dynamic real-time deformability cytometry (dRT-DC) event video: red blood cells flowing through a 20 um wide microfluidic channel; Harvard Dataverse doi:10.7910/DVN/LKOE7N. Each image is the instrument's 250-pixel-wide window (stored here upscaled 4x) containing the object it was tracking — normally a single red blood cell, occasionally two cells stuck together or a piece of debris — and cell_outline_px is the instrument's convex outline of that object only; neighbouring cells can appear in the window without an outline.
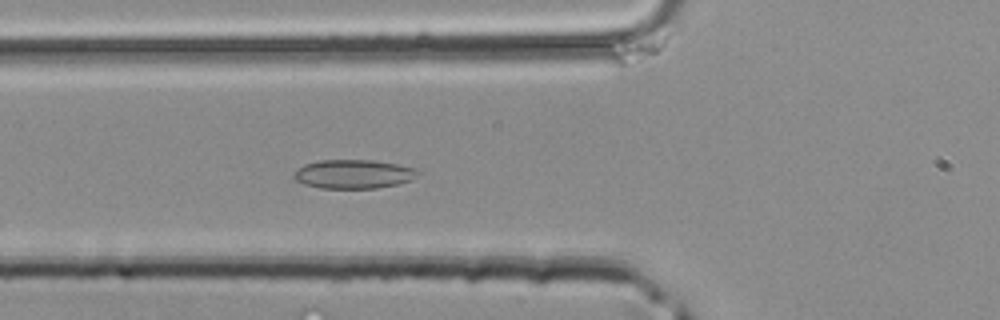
{"species": "common noctule bat (a hibernating species)", "species_latin": "Nyctalus noctula", "temperature_condition": "room temperature", "stored_images_in_passage": 41, "camera_frame_rate_fps": 3000, "um_per_image_px": 0.085, "animal": {"sex": "male", "body_mass_g": 20.4}, "frame": {"image": 1, "passage_image": 15, "time_ms": 4.667, "image_size_px": [1000, 320], "cell_outline_px": [[424, 172], [412, 180], [400, 184], [376, 188], [320, 188], [304, 184], [296, 180], [292, 176], [292, 172], [296, 168], [304, 164], [320, 160], [372, 160], [396, 164], [416, 168]], "centroid_in_image_um": [30.07, 14.79], "position_along_channel_um": 95.7, "area_um2": 21.27}}
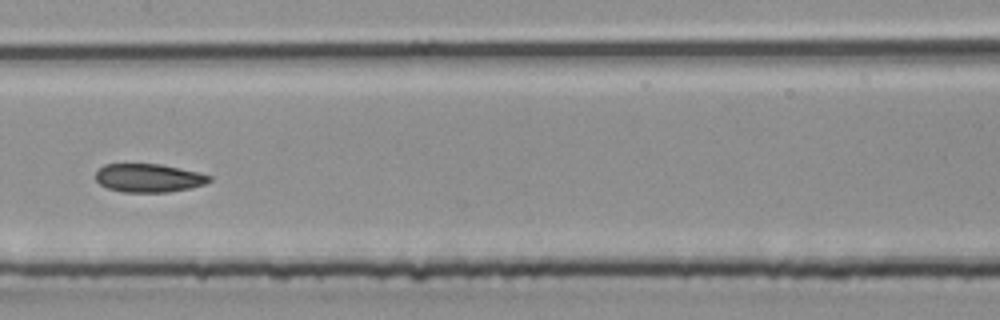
{"frame": {"image": 2, "passage_image": 21, "time_ms": 6.667, "image_size_px": [1000, 320], "cell_outline_px": [[212, 180], [204, 184], [188, 188], [168, 192], [120, 192], [108, 188], [100, 184], [96, 180], [96, 172], [104, 164], [160, 164], [200, 172], [212, 176]], "centroid_in_image_um": [12.65, 15.12], "position_along_channel_um": 194.8, "area_um2": 18.84}}
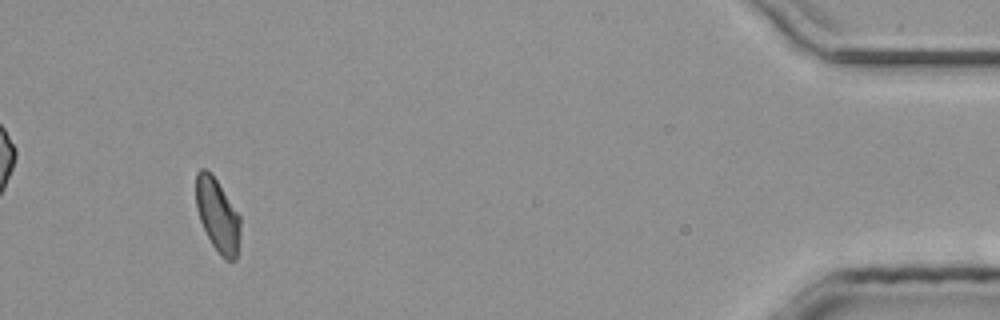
{"frame": {"image": 3, "passage_image": 39, "time_ms": 12.667, "image_size_px": [1000, 320], "cell_outline_px": [[240, 232], [236, 260], [224, 260], [220, 256], [212, 244], [200, 220], [196, 208], [196, 172], [200, 168], [204, 168], [216, 180], [240, 216]], "centroid_in_image_um": [18.49, 18.32], "position_along_channel_um": 416.7, "area_um2": 18.67}}